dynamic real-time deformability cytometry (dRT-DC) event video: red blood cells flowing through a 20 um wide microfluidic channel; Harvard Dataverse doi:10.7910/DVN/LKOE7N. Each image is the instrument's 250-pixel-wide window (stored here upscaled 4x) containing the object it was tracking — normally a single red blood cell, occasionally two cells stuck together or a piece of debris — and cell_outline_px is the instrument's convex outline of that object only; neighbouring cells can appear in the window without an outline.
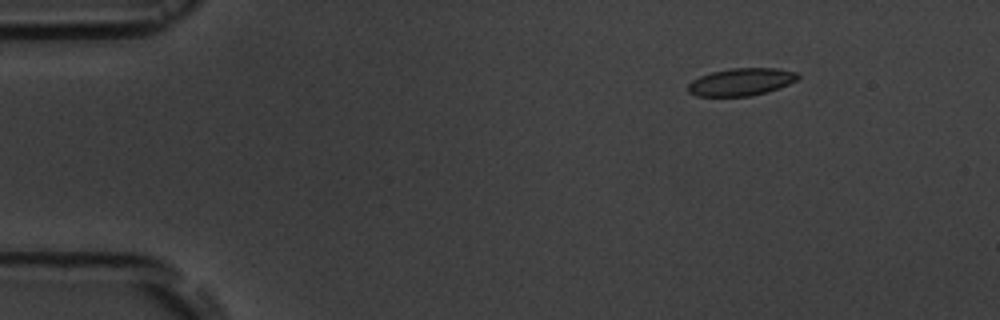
{"species": "common noctule bat (a hibernating species)", "species_latin": "Nyctalus noctula", "temperature_condition": "room temperature", "stored_images_in_passage": 7, "camera_frame_rate_fps": 3000, "um_per_image_px": 0.085, "animal": {"sex": "male", "body_mass_g": 19.5, "forearm_length_mm": 54.6}, "frame": {"image": 1, "passage_image": 3, "time_ms": 2.333, "image_size_px": [1000, 320], "cell_outline_px": [[800, 76], [796, 80], [780, 88], [768, 92], [752, 96], [696, 96], [688, 92], [688, 84], [692, 80], [700, 76], [712, 72], [732, 68], [776, 68], [796, 72]], "centroid_in_image_um": [63.0, 6.97], "position_along_channel_um": 22.0, "area_um2": 17.63}}
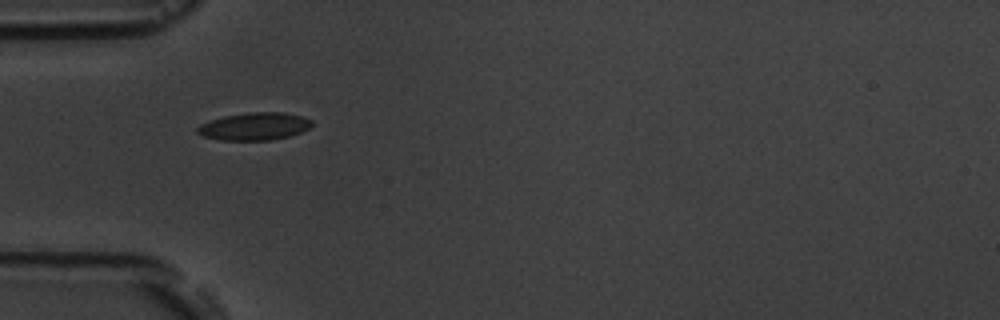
{"frame": {"image": 2, "passage_image": 6, "time_ms": 5.667, "image_size_px": [1000, 320], "cell_outline_px": [[312, 124], [308, 128], [300, 132], [288, 136], [272, 140], [220, 140], [204, 136], [196, 132], [196, 128], [200, 124], [224, 116], [252, 112], [284, 112], [300, 116], [312, 120]], "centroid_in_image_um": [21.61, 10.74], "position_along_channel_um": 63.4, "area_um2": 18.21}}
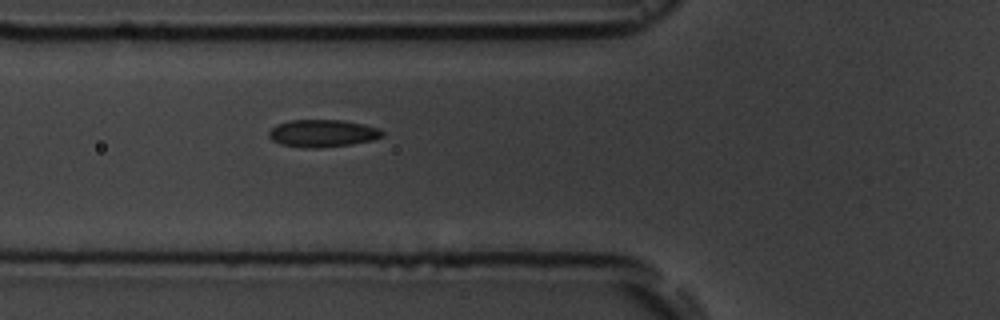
{"frame": {"image": 3, "passage_image": 7, "time_ms": 6.667, "image_size_px": [1000, 320], "cell_outline_px": [[384, 136], [372, 140], [352, 144], [316, 148], [304, 148], [280, 144], [272, 140], [268, 136], [268, 132], [276, 124], [288, 120], [344, 120], [364, 124], [380, 128], [384, 132]], "centroid_in_image_um": [27.42, 11.32], "position_along_channel_um": 98.4, "area_um2": 18.32}}